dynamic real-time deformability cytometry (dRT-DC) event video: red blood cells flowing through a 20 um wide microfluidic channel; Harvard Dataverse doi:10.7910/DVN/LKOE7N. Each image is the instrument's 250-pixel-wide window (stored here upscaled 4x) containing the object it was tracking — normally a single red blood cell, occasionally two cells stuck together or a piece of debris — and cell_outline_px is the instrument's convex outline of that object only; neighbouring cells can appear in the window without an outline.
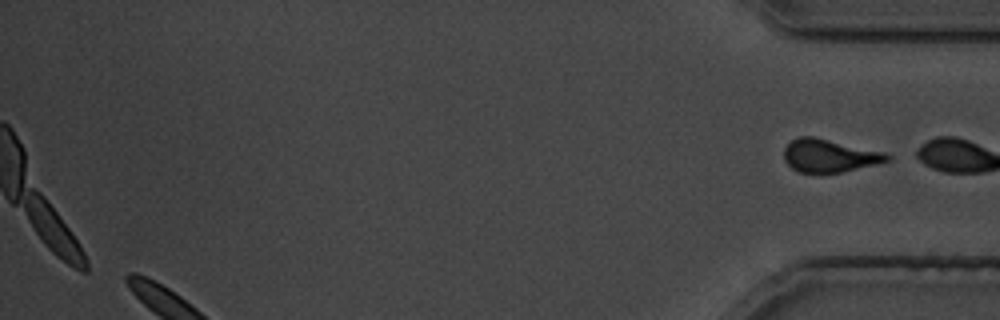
{"species": "common noctule bat (a hibernating species)", "species_latin": "Nyctalus noctula", "temperature_condition": "cold", "stored_images_in_passage": 31, "camera_frame_rate_fps": 3000, "um_per_image_px": 0.085, "animal": {"sex": "male", "body_mass_g": 19.5, "forearm_length_mm": 54.6}, "frame": {"image": 1, "passage_image": 31, "time_ms": 37.333, "image_size_px": [1000, 320], "cell_outline_px": [[892, 160], [876, 164], [840, 172], [796, 172], [784, 160], [784, 148], [796, 136], [812, 136], [884, 152], [892, 156]], "centroid_in_image_um": [70.48, 13.22], "position_along_channel_um": 364.7, "area_um2": 19.65}}